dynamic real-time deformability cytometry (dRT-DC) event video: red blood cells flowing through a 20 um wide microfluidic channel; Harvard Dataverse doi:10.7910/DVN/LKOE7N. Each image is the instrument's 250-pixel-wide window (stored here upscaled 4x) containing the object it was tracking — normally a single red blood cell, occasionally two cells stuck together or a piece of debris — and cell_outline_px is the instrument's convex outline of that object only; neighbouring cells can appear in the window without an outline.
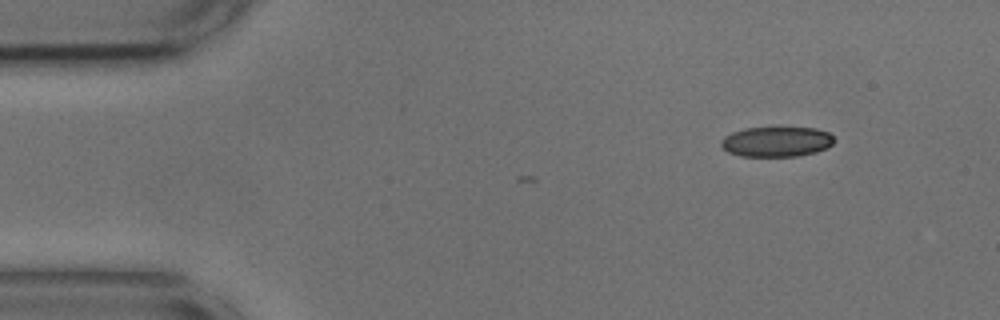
{"species": "common noctule bat (a hibernating species)", "species_latin": "Nyctalus noctula", "temperature_condition": "cold", "stored_images_in_passage": 2, "camera_frame_rate_fps": 3000, "um_per_image_px": 0.085, "animal": {"sex": "male", "body_mass_g": 17.9, "forearm_length_mm": 54.2}, "frame": {"image": 1, "passage_image": 2, "time_ms": 0.333, "image_size_px": [1000, 320], "cell_outline_px": [[836, 140], [828, 148], [816, 152], [796, 156], [740, 156], [728, 152], [720, 144], [720, 140], [724, 136], [732, 132], [744, 128], [816, 128], [828, 132]], "centroid_in_image_um": [66.01, 12.04], "position_along_channel_um": 19.0, "area_um2": 19.88}}